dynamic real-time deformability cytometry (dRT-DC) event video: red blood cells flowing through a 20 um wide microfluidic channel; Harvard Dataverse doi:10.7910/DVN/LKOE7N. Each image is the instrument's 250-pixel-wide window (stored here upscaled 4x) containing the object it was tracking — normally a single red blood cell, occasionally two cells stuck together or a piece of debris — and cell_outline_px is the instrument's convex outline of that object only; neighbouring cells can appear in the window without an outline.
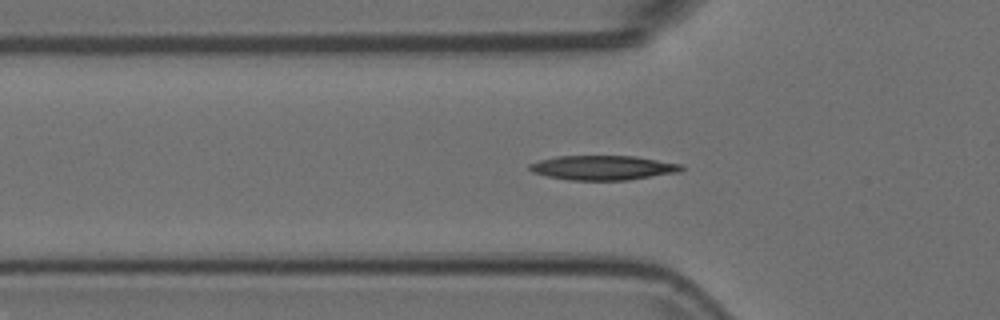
{"species": "Egyptian fruit bat (a non-hibernating species)", "species_latin": "Rousettus aegyptiacus", "temperature_condition": "room temperature", "stored_images_in_passage": 55, "camera_frame_rate_fps": 3000, "um_per_image_px": 0.085, "animal": {"sex": "female"}, "frame": {"image": 1, "passage_image": 17, "time_ms": 5.333, "image_size_px": [1000, 320], "cell_outline_px": [[684, 168], [680, 172], [628, 180], [568, 180], [548, 176], [532, 172], [528, 168], [528, 164], [540, 160], [556, 156], [636, 156], [684, 164]], "centroid_in_image_um": [51.28, 14.25], "position_along_channel_um": 74.5, "area_um2": 21.85}}
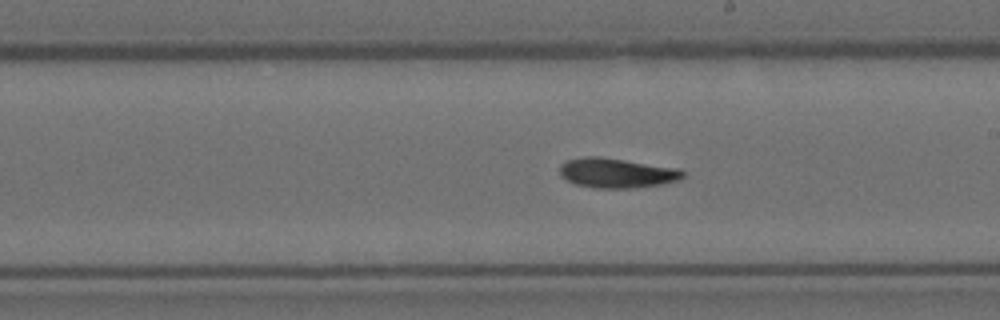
{"frame": {"image": 2, "passage_image": 30, "time_ms": 9.667, "image_size_px": [1000, 320], "cell_outline_px": [[684, 176], [680, 180], [664, 184], [636, 188], [592, 188], [576, 184], [560, 176], [560, 164], [568, 160], [584, 156], [600, 156], [680, 168], [684, 172]], "centroid_in_image_um": [52.45, 14.7], "position_along_channel_um": 236.5, "area_um2": 21.68}}
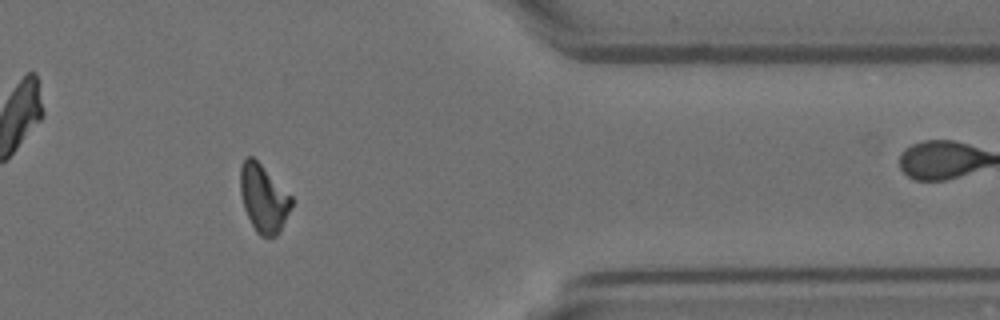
{"frame": {"image": 3, "passage_image": 44, "time_ms": 14.333, "image_size_px": [1000, 320], "cell_outline_px": [[292, 204], [280, 232], [276, 236], [260, 236], [256, 232], [244, 208], [240, 192], [240, 164], [248, 156], [252, 156], [292, 196]], "centroid_in_image_um": [22.39, 16.86], "position_along_channel_um": 389.0, "area_um2": 19.94}}